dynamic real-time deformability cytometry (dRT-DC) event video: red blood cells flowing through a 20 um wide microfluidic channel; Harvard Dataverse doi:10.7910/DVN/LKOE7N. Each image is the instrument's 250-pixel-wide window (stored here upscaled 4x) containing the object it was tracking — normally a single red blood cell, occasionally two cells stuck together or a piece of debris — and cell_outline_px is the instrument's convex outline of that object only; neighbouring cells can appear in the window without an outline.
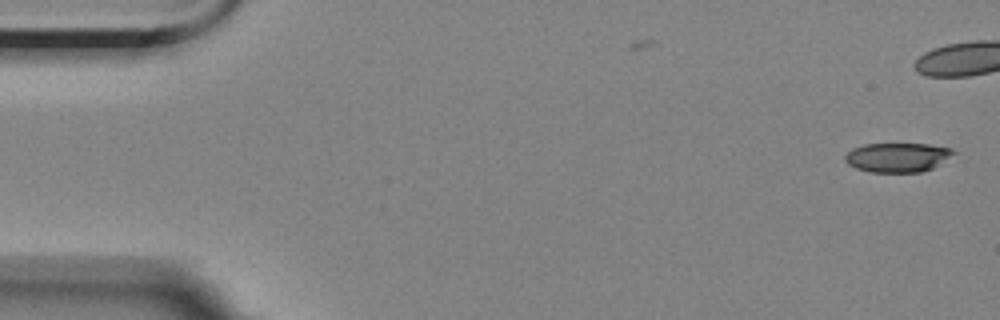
{"species": "Egyptian fruit bat (a non-hibernating species)", "species_latin": "Rousettus aegyptiacus", "temperature_condition": "room temperature", "stored_images_in_passage": 2, "camera_frame_rate_fps": 3000, "um_per_image_px": 0.085, "animal": {"sex": "female"}, "frame": {"image": 1, "passage_image": 2, "time_ms": 1.0, "image_size_px": [1000, 320], "cell_outline_px": [[956, 152], [932, 168], [920, 172], [868, 172], [856, 168], [848, 164], [844, 160], [844, 156], [852, 148], [864, 144], [928, 144], [952, 148]], "centroid_in_image_um": [76.25, 13.37], "position_along_channel_um": 8.8, "area_um2": 18.44}}